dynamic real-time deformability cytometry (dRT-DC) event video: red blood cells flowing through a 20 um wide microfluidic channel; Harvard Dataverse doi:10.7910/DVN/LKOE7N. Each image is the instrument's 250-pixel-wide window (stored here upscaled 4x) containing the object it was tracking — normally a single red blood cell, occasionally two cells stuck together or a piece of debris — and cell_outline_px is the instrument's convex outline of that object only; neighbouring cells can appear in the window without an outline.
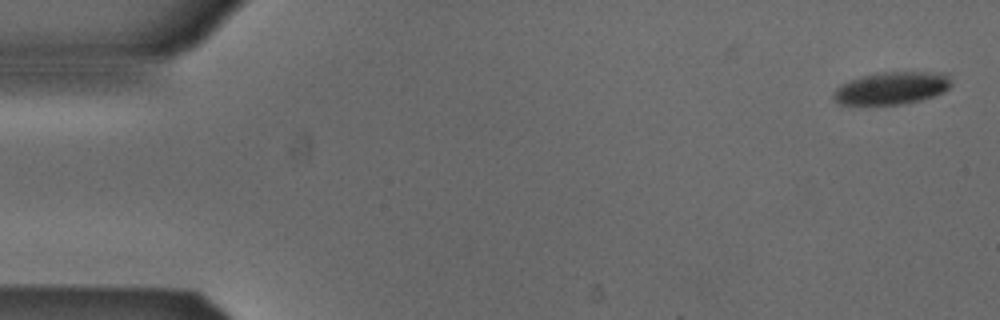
{"species": "Egyptian fruit bat (a non-hibernating species)", "species_latin": "Rousettus aegyptiacus", "temperature_condition": "cold", "stored_images_in_passage": 2, "camera_frame_rate_fps": 3000, "um_per_image_px": 0.085, "animal": {"sex": "male"}, "frame": {"image": 1, "passage_image": 2, "time_ms": 0.333, "image_size_px": [1000, 320], "cell_outline_px": [[952, 84], [944, 92], [920, 100], [900, 104], [836, 104], [832, 96], [832, 92], [840, 84], [864, 76], [884, 72], [944, 72], [948, 76]], "centroid_in_image_um": [75.78, 7.49], "position_along_channel_um": 9.2, "area_um2": 22.14}}